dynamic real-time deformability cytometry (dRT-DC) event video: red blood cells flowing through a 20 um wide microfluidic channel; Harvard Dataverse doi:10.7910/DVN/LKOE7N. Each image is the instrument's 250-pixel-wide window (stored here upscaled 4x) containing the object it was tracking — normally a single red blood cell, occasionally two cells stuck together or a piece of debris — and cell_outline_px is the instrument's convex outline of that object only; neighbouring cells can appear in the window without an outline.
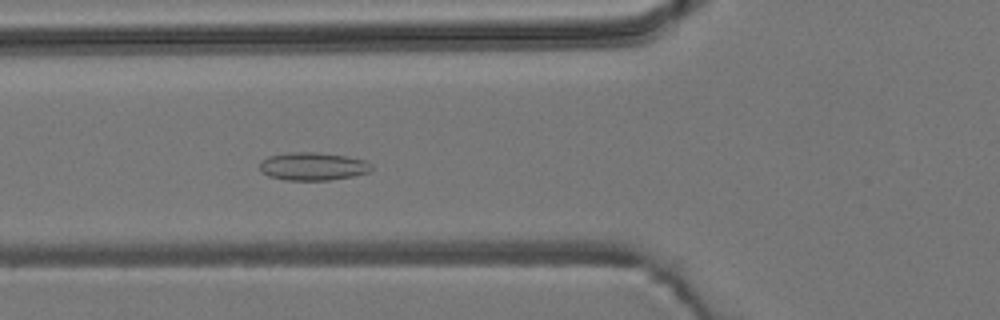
{"species": "common noctule bat (a hibernating species)", "species_latin": "Nyctalus noctula", "temperature_condition": "room temperature", "stored_images_in_passage": 5, "camera_frame_rate_fps": 3000, "um_per_image_px": 0.085, "animal": {"sex": "male", "body_mass_g": 19.2, "forearm_length_mm": 51.8}, "frame": {"image": 1, "passage_image": 5, "time_ms": 5.333, "image_size_px": [1000, 320], "cell_outline_px": [[372, 168], [368, 172], [352, 176], [328, 180], [288, 180], [268, 176], [260, 172], [260, 160], [268, 156], [288, 152], [316, 152], [348, 156], [364, 160], [372, 164]], "centroid_in_image_um": [26.56, 14.13], "position_along_channel_um": 99.2, "area_um2": 18.32}}